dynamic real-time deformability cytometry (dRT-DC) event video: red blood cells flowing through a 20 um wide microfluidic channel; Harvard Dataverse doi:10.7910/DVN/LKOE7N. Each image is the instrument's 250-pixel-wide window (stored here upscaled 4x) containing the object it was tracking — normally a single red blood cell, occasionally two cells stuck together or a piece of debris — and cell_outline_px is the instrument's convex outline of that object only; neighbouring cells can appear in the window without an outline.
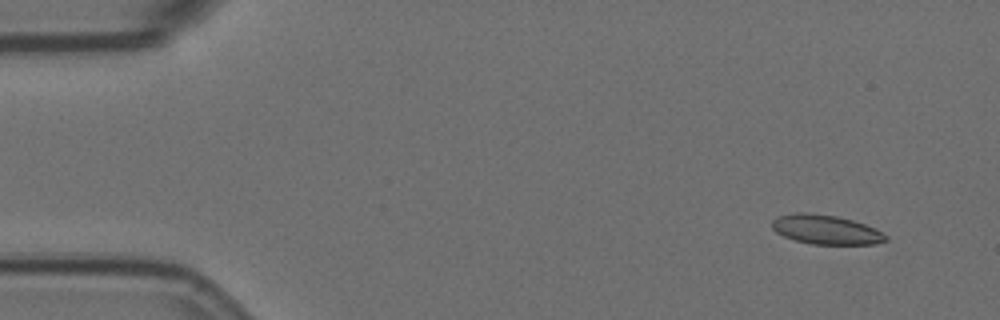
{"species": "Egyptian fruit bat (a non-hibernating species)", "species_latin": "Rousettus aegyptiacus", "temperature_condition": "room temperature", "stored_images_in_passage": 5, "camera_frame_rate_fps": 3000, "um_per_image_px": 0.085, "animal": {"sex": "female"}, "frame": {"image": 1, "passage_image": 1, "time_ms": 0.0, "image_size_px": [1000, 320], "cell_outline_px": [[888, 240], [876, 244], [812, 244], [796, 240], [784, 236], [776, 232], [772, 228], [772, 220], [776, 216], [796, 212], [808, 212], [836, 216], [852, 220], [876, 228], [888, 236]], "centroid_in_image_um": [70.2, 19.51], "position_along_channel_um": 14.8, "area_um2": 19.54}}
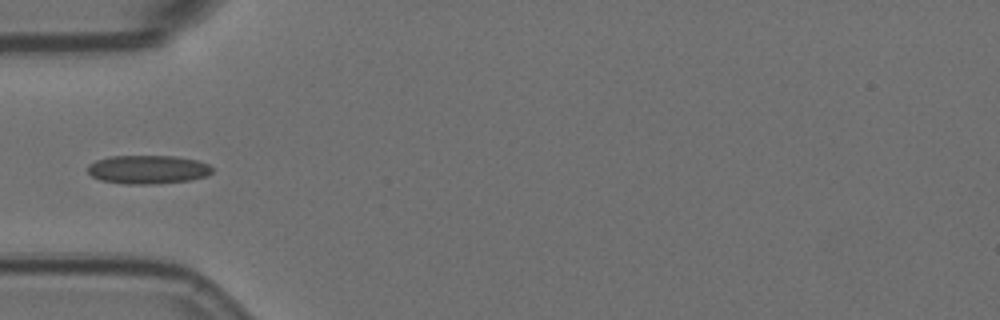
{"frame": {"image": 2, "passage_image": 5, "time_ms": 1.333, "image_size_px": [1000, 320], "cell_outline_px": [[212, 172], [208, 176], [192, 180], [156, 184], [124, 184], [100, 180], [92, 176], [88, 172], [88, 164], [96, 160], [108, 156], [176, 156], [196, 160], [208, 164], [212, 168]], "centroid_in_image_um": [12.57, 14.41], "position_along_channel_um": 72.4, "area_um2": 20.98}}